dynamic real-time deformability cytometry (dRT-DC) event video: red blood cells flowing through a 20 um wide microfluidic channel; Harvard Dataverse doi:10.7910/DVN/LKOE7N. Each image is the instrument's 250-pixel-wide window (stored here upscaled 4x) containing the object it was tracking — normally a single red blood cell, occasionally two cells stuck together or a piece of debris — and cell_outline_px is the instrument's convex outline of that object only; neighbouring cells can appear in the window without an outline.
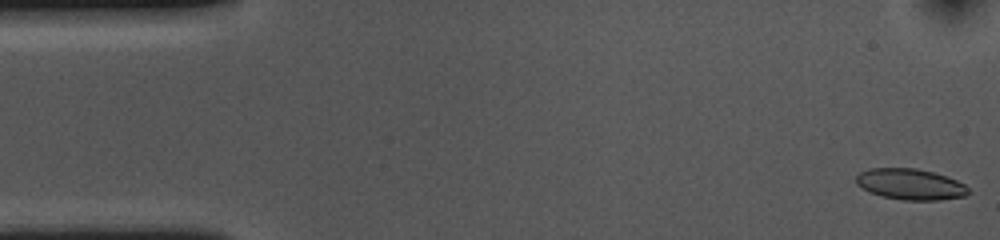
{"species": "common noctule bat (a hibernating species)", "species_latin": "Nyctalus noctula", "temperature_condition": "cold", "stored_images_in_passage": 53, "camera_frame_rate_fps": 3000, "um_per_image_px": 0.085, "animal": {"sex": "female", "body_mass_g": 10.0, "forearm_length_mm": 53.1}, "frame": {"image": 1, "passage_image": 1, "time_ms": 0.0, "image_size_px": [1000, 240], "cell_outline_px": [[968, 192], [964, 196], [940, 200], [904, 200], [880, 196], [868, 192], [856, 184], [856, 176], [860, 172], [868, 168], [916, 168], [932, 172], [956, 180], [964, 184], [968, 188]], "centroid_in_image_um": [77.33, 15.66], "position_along_channel_um": 7.7, "area_um2": 20.23}}
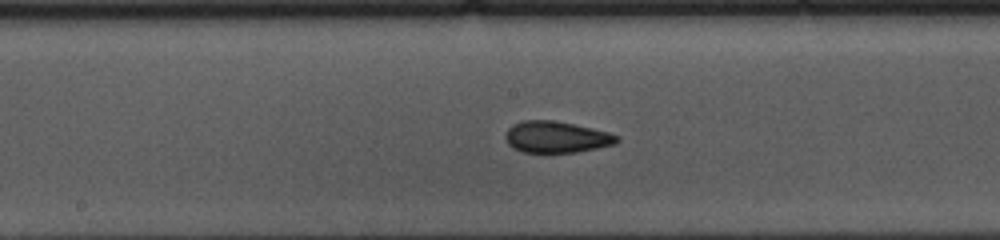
{"frame": {"image": 2, "passage_image": 26, "time_ms": 8.333, "image_size_px": [1000, 240], "cell_outline_px": [[620, 140], [616, 144], [576, 152], [520, 152], [512, 148], [508, 144], [504, 136], [508, 128], [512, 124], [524, 120], [552, 120], [592, 128], [608, 132], [620, 136]], "centroid_in_image_um": [47.27, 11.65], "position_along_channel_um": 200.9, "area_um2": 20.52}}
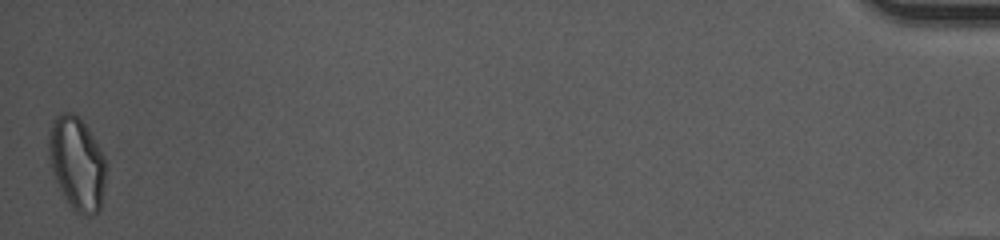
{"frame": {"image": 3, "passage_image": 53, "time_ms": 17.333, "image_size_px": [1000, 240], "cell_outline_px": [[104, 188], [100, 208], [96, 212], [88, 216], [76, 212], [72, 208], [64, 196], [52, 172], [48, 156], [48, 136], [52, 124], [56, 116], [64, 112], [72, 112], [88, 128], [104, 156]], "centroid_in_image_um": [6.51, 13.89], "position_along_channel_um": 428.7, "area_um2": 30.58}, "authors_computed_cell_mechanics": {"area_um2": 20.7502, "velocity_mm_per_s": 3.648, "shape_relaxation_time_tau1_ms": 3.6166, "shape_relaxation_time_tau2_ms": 2.0516, "deformation_change_tau1": 0.0958, "deformation_change_tau2": 0.0631}}